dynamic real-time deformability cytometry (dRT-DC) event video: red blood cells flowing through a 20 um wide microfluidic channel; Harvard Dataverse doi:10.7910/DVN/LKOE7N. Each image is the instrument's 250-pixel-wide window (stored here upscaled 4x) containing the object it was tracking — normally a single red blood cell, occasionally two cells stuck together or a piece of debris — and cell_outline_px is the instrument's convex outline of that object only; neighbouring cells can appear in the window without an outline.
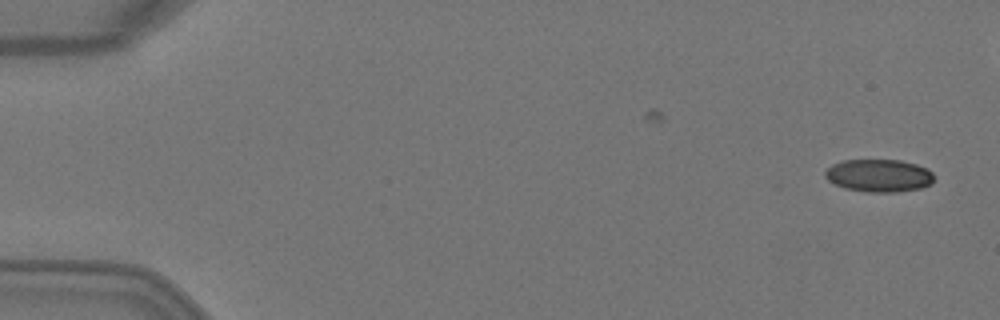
{"species": "Egyptian fruit bat (a non-hibernating species)", "species_latin": "Rousettus aegyptiacus", "temperature_condition": "warm", "stored_images_in_passage": 2, "camera_frame_rate_fps": 3000, "um_per_image_px": 0.085, "animal": {"sex": "female"}, "frame": {"image": 1, "passage_image": 2, "time_ms": 0.333, "image_size_px": [1000, 320], "cell_outline_px": [[932, 184], [920, 188], [896, 192], [868, 192], [844, 188], [828, 180], [824, 176], [824, 172], [832, 164], [844, 160], [900, 160], [916, 164], [928, 168], [932, 172]], "centroid_in_image_um": [74.7, 14.92], "position_along_channel_um": 10.3, "area_um2": 20.75}}